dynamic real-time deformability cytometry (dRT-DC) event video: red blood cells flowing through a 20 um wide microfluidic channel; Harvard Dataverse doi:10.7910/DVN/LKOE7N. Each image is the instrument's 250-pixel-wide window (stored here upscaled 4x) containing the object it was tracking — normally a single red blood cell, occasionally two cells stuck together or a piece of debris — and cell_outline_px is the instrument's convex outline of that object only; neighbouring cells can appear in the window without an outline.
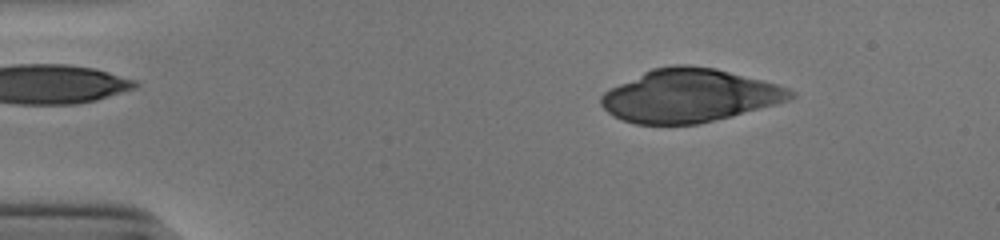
{"species": "human", "species_latin": "Homo sapiens", "temperature_condition": "cold", "stored_images_in_passage": 50, "camera_frame_rate_fps": 3000, "um_per_image_px": 0.085, "donor": {"sex": "male"}, "frame": {"image": 1, "passage_image": 7, "time_ms": 2.0, "image_size_px": [1000, 240], "cell_outline_px": [[796, 96], [788, 100], [776, 104], [732, 116], [696, 124], [636, 124], [620, 120], [612, 116], [600, 104], [600, 96], [608, 88], [652, 68], [672, 64], [688, 64], [716, 68], [776, 84], [788, 88], [796, 92]], "centroid_in_image_um": [58.56, 8.12], "position_along_channel_um": 26.4, "area_um2": 58.9}}